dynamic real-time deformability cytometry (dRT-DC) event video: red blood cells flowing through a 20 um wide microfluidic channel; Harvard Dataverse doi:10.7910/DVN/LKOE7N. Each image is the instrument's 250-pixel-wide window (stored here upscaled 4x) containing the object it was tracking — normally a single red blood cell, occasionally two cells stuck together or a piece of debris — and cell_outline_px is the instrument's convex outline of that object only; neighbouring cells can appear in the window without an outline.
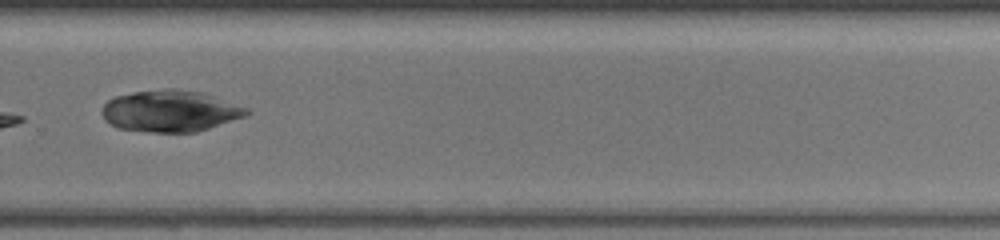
{"species": "common noctule bat (a hibernating species)", "species_latin": "Nyctalus noctula", "temperature_condition": "warm", "stored_images_in_passage": 13, "camera_frame_rate_fps": 3000, "um_per_image_px": 0.085, "animal": {"sex": "female", "body_mass_g": 19.5, "forearm_length_mm": 54.1}, "frame": {"image": 1, "passage_image": 10, "time_ms": 7.333, "image_size_px": [1000, 240], "cell_outline_px": [[248, 112], [244, 116], [196, 132], [148, 132], [116, 128], [108, 124], [104, 120], [100, 112], [104, 104], [108, 100], [116, 96], [132, 92], [164, 88], [176, 88], [200, 92], [248, 108]], "centroid_in_image_um": [14.37, 9.44], "position_along_channel_um": 315.4, "area_um2": 34.97}}
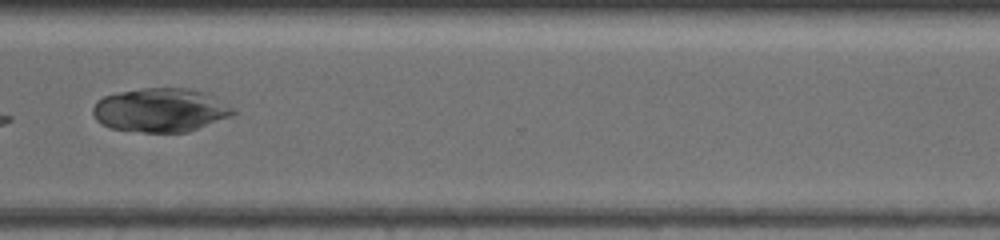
{"frame": {"image": 2, "passage_image": 11, "time_ms": 8.333, "image_size_px": [1000, 240], "cell_outline_px": [[236, 112], [232, 116], [188, 132], [144, 132], [108, 128], [100, 124], [96, 120], [92, 112], [92, 108], [96, 100], [104, 96], [116, 92], [144, 88], [188, 88], [208, 92], [236, 108]], "centroid_in_image_um": [13.65, 9.35], "position_along_channel_um": 356.9, "area_um2": 36.41}}